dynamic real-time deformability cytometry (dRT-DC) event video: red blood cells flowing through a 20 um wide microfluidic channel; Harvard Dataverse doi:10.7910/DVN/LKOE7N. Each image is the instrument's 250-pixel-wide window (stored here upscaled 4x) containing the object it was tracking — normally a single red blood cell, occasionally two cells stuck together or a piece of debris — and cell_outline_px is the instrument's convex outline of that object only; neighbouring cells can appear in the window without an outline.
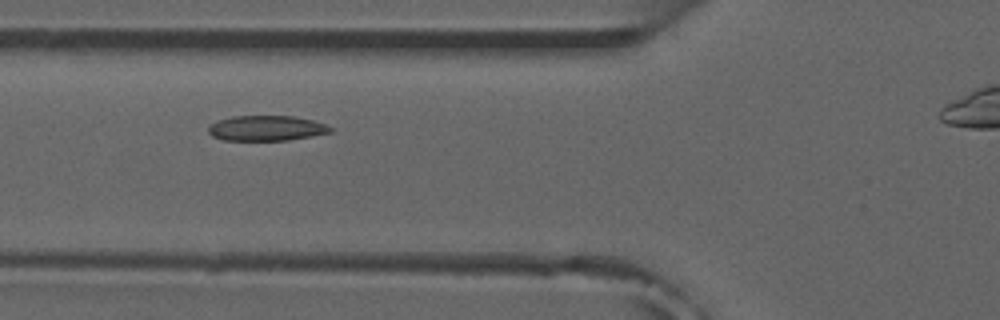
{"species": "common noctule bat (a hibernating species)", "species_latin": "Nyctalus noctula", "temperature_condition": "room temperature", "stored_images_in_passage": 9, "camera_frame_rate_fps": 3000, "um_per_image_px": 0.085, "animal": {"sex": "male", "forearm_length_mm": 52.5}, "frame": {"image": 1, "passage_image": 4, "time_ms": 4.333, "image_size_px": [1000, 320], "cell_outline_px": [[332, 132], [288, 140], [224, 140], [212, 136], [208, 132], [208, 124], [216, 120], [232, 116], [292, 116], [312, 120], [324, 124], [332, 128]], "centroid_in_image_um": [22.58, 10.89], "position_along_channel_um": 103.2, "area_um2": 17.92}}